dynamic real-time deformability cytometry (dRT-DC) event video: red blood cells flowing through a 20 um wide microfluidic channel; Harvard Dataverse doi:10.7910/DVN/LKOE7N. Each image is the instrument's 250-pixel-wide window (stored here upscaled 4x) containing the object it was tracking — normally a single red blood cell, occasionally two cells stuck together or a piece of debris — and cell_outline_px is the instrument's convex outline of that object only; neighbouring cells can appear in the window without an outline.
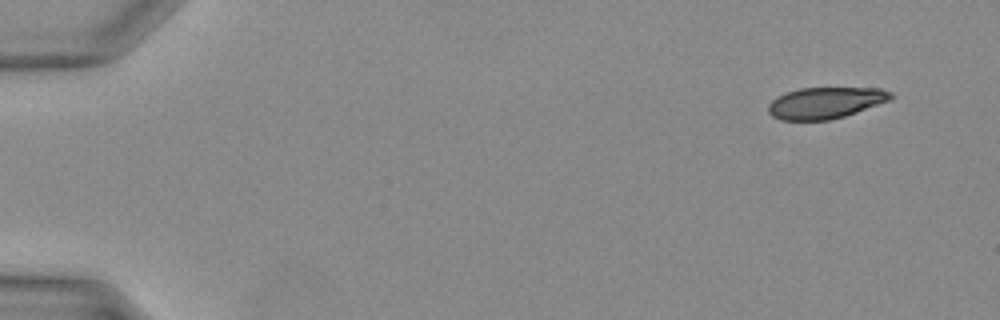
{"species": "Egyptian fruit bat (a non-hibernating species)", "species_latin": "Rousettus aegyptiacus", "temperature_condition": "warm", "stored_images_in_passage": 38, "camera_frame_rate_fps": 3000, "um_per_image_px": 0.085, "animal": {"sex": "female"}, "frame": {"image": 1, "passage_image": 1, "time_ms": 0.0, "image_size_px": [1000, 320], "cell_outline_px": [[892, 100], [844, 116], [828, 120], [780, 120], [772, 116], [768, 112], [768, 104], [772, 100], [788, 92], [800, 88], [880, 88], [892, 92]], "centroid_in_image_um": [70.18, 8.74], "position_along_channel_um": 14.8, "area_um2": 22.31}}
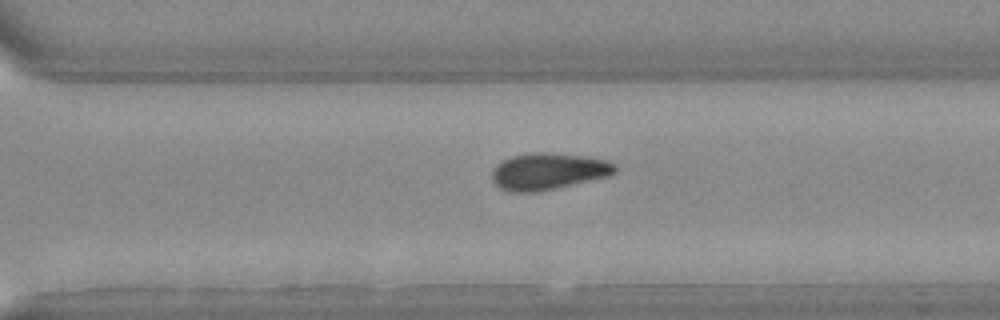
{"frame": {"image": 2, "passage_image": 26, "time_ms": 8.333, "image_size_px": [1000, 320], "cell_outline_px": [[616, 172], [608, 176], [556, 188], [536, 192], [512, 192], [500, 188], [492, 180], [492, 172], [496, 164], [512, 156], [544, 152], [588, 156], [608, 160], [616, 164]], "centroid_in_image_um": [46.62, 14.56], "position_along_channel_um": 324.0, "area_um2": 26.18}}
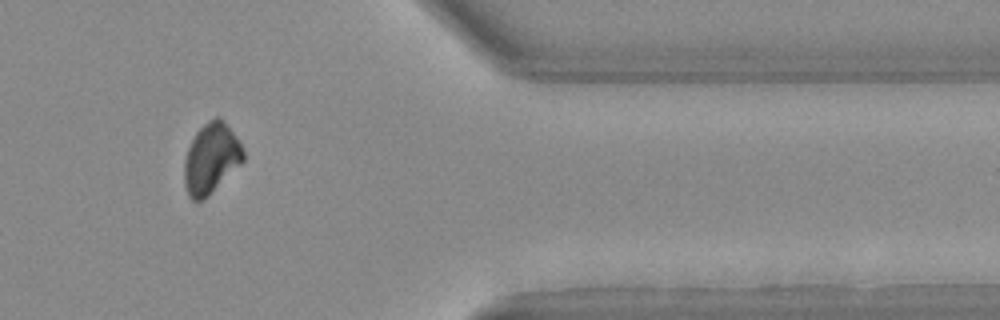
{"frame": {"image": 3, "passage_image": 31, "time_ms": 10.0, "image_size_px": [1000, 320], "cell_outline_px": [[244, 160], [204, 200], [192, 200], [188, 196], [184, 184], [184, 164], [188, 148], [196, 132], [204, 124], [216, 116], [220, 116], [224, 120], [244, 148]], "centroid_in_image_um": [17.94, 13.46], "position_along_channel_um": 393.5, "area_um2": 24.04}}